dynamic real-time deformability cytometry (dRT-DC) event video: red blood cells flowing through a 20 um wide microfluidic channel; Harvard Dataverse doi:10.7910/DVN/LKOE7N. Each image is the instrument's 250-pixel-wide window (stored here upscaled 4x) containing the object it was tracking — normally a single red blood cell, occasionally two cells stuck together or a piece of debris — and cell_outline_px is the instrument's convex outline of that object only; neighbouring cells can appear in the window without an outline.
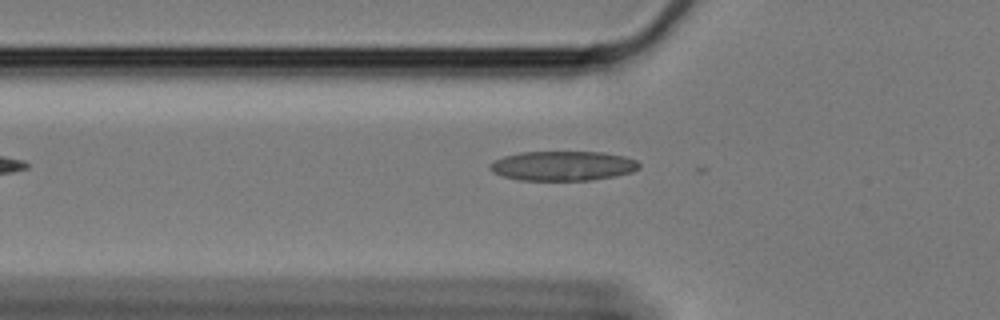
{"species": "Egyptian fruit bat (a non-hibernating species)", "species_latin": "Rousettus aegyptiacus", "temperature_condition": "cold", "stored_images_in_passage": 27, "camera_frame_rate_fps": 3000, "um_per_image_px": 0.085, "animal": {"sex": "female"}, "frame": {"image": 1, "passage_image": 2, "time_ms": 0.333, "image_size_px": [1000, 320], "cell_outline_px": [[640, 168], [632, 172], [616, 176], [592, 180], [516, 180], [492, 172], [488, 168], [488, 164], [504, 156], [520, 152], [604, 152], [624, 156], [636, 160], [640, 164]], "centroid_in_image_um": [47.85, 14.1], "position_along_channel_um": 78.0, "area_um2": 25.89}}
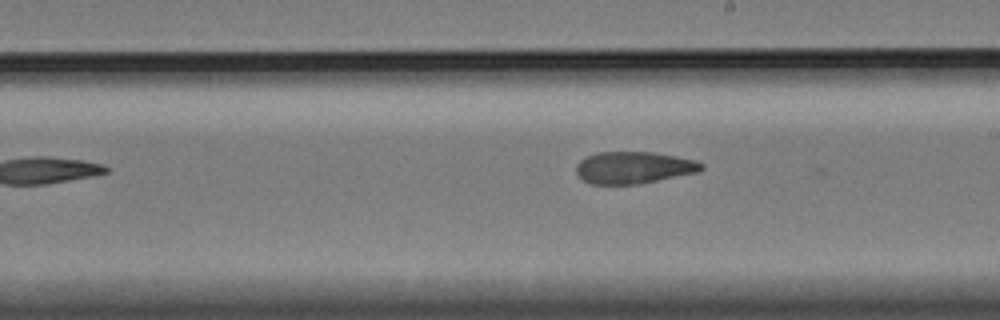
{"frame": {"image": 2, "passage_image": 16, "time_ms": 5.0, "image_size_px": [1000, 320], "cell_outline_px": [[704, 168], [696, 172], [636, 184], [592, 184], [584, 180], [576, 172], [576, 164], [580, 160], [596, 152], [652, 152], [676, 156], [696, 160], [704, 164]], "centroid_in_image_um": [53.85, 14.23], "position_along_channel_um": 235.2, "area_um2": 23.06}}
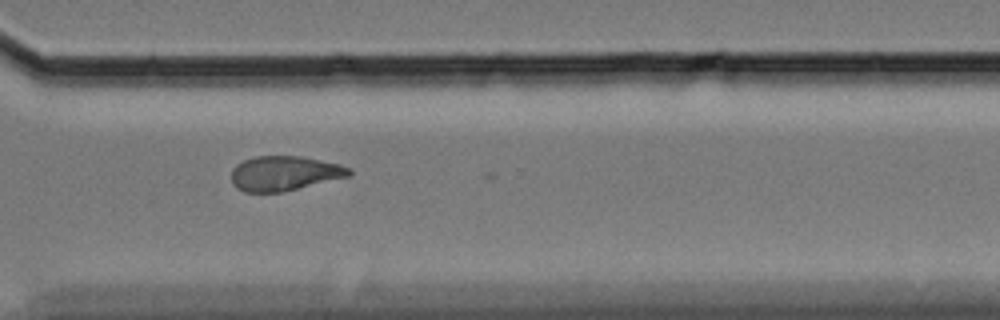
{"frame": {"image": 3, "passage_image": 26, "time_ms": 8.333, "image_size_px": [1000, 320], "cell_outline_px": [[352, 172], [348, 176], [280, 192], [244, 192], [236, 188], [232, 184], [232, 168], [236, 164], [244, 160], [256, 156], [300, 156], [340, 164], [352, 168]], "centroid_in_image_um": [24.14, 14.72], "position_along_channel_um": 346.5, "area_um2": 23.64}}